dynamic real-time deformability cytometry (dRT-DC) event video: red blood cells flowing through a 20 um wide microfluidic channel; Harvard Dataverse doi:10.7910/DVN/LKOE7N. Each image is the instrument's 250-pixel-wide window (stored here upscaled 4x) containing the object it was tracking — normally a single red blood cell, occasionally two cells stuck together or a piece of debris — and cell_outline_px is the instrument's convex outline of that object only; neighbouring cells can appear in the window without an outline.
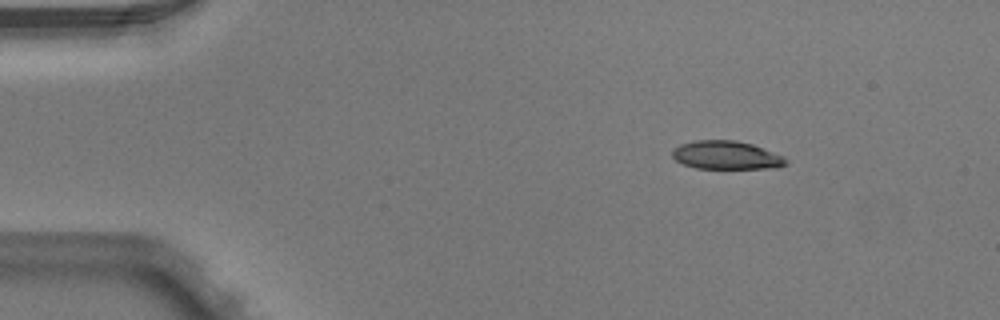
{"species": "Egyptian fruit bat (a non-hibernating species)", "species_latin": "Rousettus aegyptiacus", "temperature_condition": "warm", "stored_images_in_passage": 4, "camera_frame_rate_fps": 3000, "um_per_image_px": 0.085, "animal": {"sex": "male"}, "frame": {"image": 1, "passage_image": 1, "time_ms": 0.0, "image_size_px": [1000, 320], "cell_outline_px": [[788, 164], [776, 168], [696, 168], [684, 164], [676, 160], [672, 156], [672, 152], [680, 144], [696, 140], [736, 140], [752, 144], [784, 156], [788, 160]], "centroid_in_image_um": [61.77, 13.19], "position_along_channel_um": 23.2, "area_um2": 18.73}}
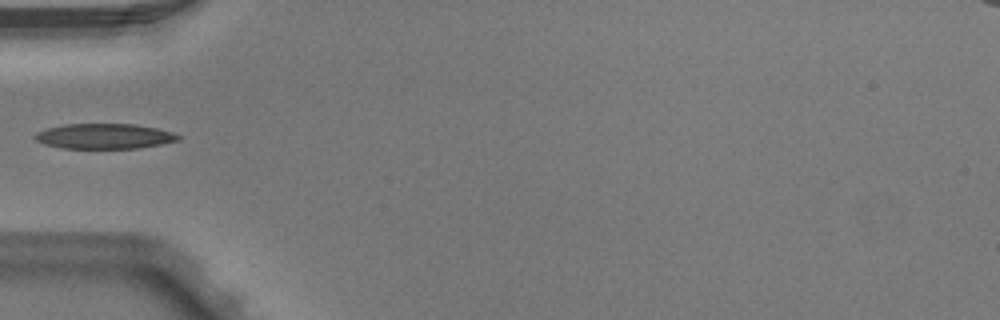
{"frame": {"image": 2, "passage_image": 3, "time_ms": 0.667, "image_size_px": [1000, 320], "cell_outline_px": [[180, 140], [160, 144], [136, 148], [64, 148], [44, 144], [36, 140], [32, 136], [36, 132], [48, 128], [64, 124], [136, 124], [156, 128], [172, 132], [180, 136]], "centroid_in_image_um": [8.85, 11.57], "position_along_channel_um": 76.2, "area_um2": 20.92}}
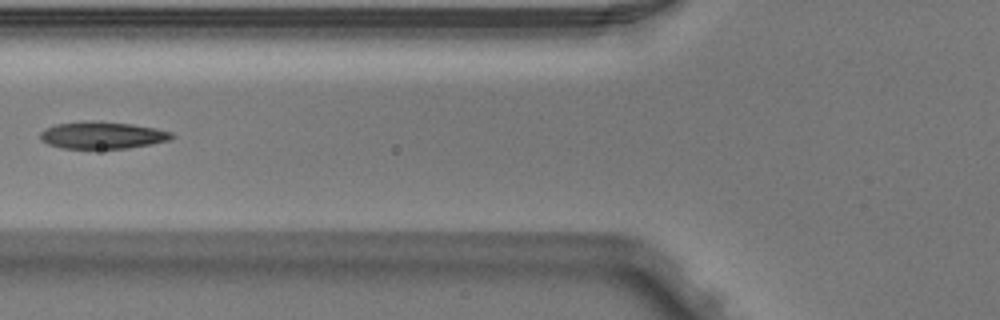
{"frame": {"image": 3, "passage_image": 4, "time_ms": 1.0, "image_size_px": [1000, 320], "cell_outline_px": [[176, 136], [168, 140], [148, 144], [124, 148], [64, 148], [48, 144], [40, 140], [40, 132], [44, 128], [56, 124], [80, 120], [96, 120], [132, 124], [156, 128], [172, 132]], "centroid_in_image_um": [8.65, 11.46], "position_along_channel_um": 117.1, "area_um2": 20.87}}